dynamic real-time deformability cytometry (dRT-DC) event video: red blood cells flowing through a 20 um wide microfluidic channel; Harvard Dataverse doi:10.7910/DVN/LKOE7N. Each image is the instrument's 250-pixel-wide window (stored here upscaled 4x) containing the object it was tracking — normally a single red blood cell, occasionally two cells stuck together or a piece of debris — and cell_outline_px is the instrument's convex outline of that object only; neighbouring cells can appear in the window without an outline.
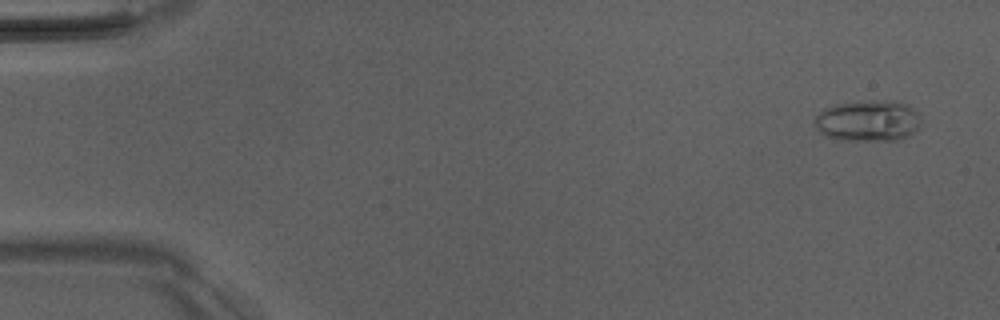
{"species": "Egyptian fruit bat (a non-hibernating species)", "species_latin": "Rousettus aegyptiacus", "temperature_condition": "room temperature", "stored_images_in_passage": 2, "camera_frame_rate_fps": 3000, "um_per_image_px": 0.085, "animal": {"sex": "male"}, "frame": {"image": 1, "passage_image": 2, "time_ms": 1.333, "image_size_px": [1000, 320], "cell_outline_px": [[920, 128], [908, 136], [896, 140], [840, 140], [824, 136], [816, 128], [812, 120], [824, 108], [832, 104], [892, 100], [908, 104], [916, 108], [920, 116]], "centroid_in_image_um": [73.79, 10.27], "position_along_channel_um": 11.2, "area_um2": 25.84}}